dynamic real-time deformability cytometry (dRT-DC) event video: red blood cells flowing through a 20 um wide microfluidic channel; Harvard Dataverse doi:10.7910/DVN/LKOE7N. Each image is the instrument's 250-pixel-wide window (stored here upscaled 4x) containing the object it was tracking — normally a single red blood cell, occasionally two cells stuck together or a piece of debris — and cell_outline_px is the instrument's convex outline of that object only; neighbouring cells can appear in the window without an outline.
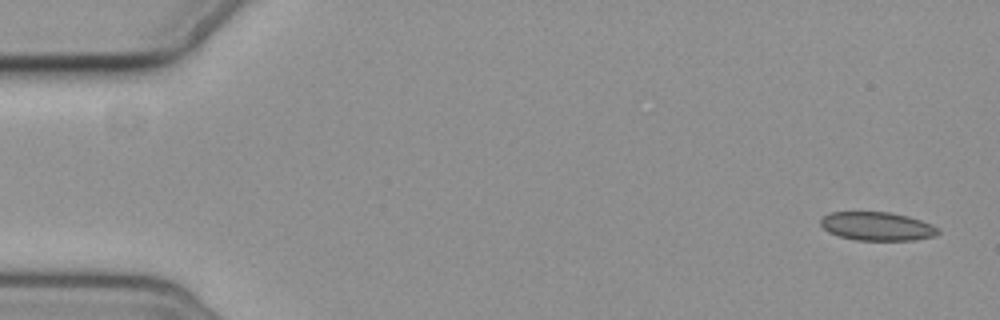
{"species": "common noctule bat (a hibernating species)", "species_latin": "Nyctalus noctula", "temperature_condition": "cold", "stored_images_in_passage": 5, "segment_of_instrument_passage": [2, 2], "camera_frame_rate_fps": 3000, "um_per_image_px": 0.085, "animal": {"sex": "female", "body_mass_g": 19.3, "forearm_length_mm": 54.1}, "frame": {"image": 1, "passage_image": 5, "time_ms": 4.667, "image_size_px": [1000, 320], "cell_outline_px": [[940, 232], [936, 236], [916, 240], [856, 240], [840, 236], [828, 232], [820, 224], [820, 220], [824, 216], [832, 212], [888, 212], [908, 216], [932, 224], [940, 228]], "centroid_in_image_um": [74.6, 19.24], "position_along_channel_um": 10.4, "area_um2": 19.59}}